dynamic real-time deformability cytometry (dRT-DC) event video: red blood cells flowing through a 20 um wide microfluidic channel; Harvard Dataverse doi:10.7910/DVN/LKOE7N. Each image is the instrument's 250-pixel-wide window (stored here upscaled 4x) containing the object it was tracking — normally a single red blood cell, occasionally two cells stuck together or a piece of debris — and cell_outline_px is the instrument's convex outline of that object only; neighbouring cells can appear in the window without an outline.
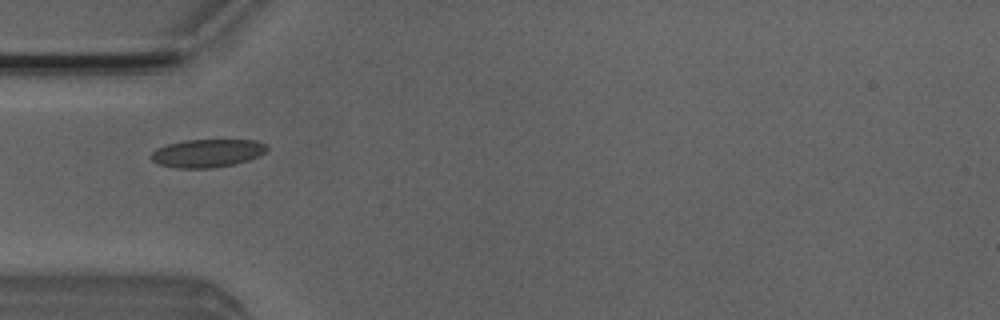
{"species": "Egyptian fruit bat (a non-hibernating species)", "species_latin": "Rousettus aegyptiacus", "temperature_condition": "room temperature", "stored_images_in_passage": 22, "camera_frame_rate_fps": 3000, "um_per_image_px": 0.085, "animal": {"sex": "male"}, "frame": {"image": 1, "passage_image": 6, "time_ms": 1.667, "image_size_px": [1000, 320], "cell_outline_px": [[268, 148], [260, 156], [248, 160], [232, 164], [212, 168], [176, 168], [160, 164], [152, 160], [148, 156], [156, 148], [168, 144], [184, 140], [256, 140], [268, 144]], "centroid_in_image_um": [17.62, 13.01], "position_along_channel_um": 67.4, "area_um2": 19.02}}
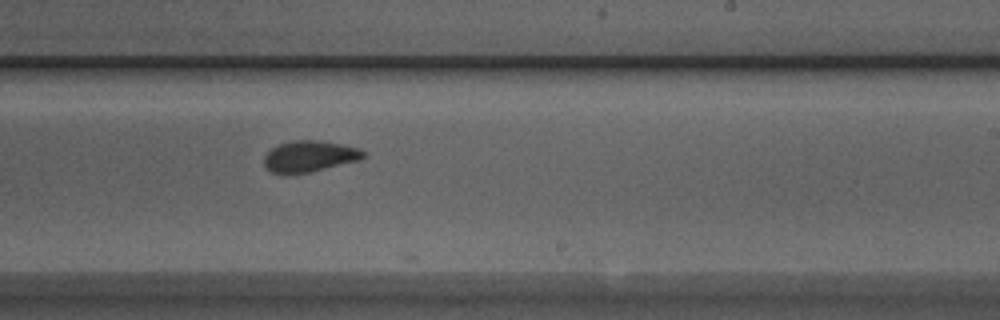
{"frame": {"image": 2, "passage_image": 21, "time_ms": 6.667, "image_size_px": [1000, 320], "cell_outline_px": [[368, 156], [360, 160], [308, 172], [284, 176], [272, 172], [264, 164], [264, 156], [272, 148], [280, 144], [292, 140], [316, 140], [340, 144], [360, 148]], "centroid_in_image_um": [26.3, 13.3], "position_along_channel_um": 262.7, "area_um2": 18.15}}